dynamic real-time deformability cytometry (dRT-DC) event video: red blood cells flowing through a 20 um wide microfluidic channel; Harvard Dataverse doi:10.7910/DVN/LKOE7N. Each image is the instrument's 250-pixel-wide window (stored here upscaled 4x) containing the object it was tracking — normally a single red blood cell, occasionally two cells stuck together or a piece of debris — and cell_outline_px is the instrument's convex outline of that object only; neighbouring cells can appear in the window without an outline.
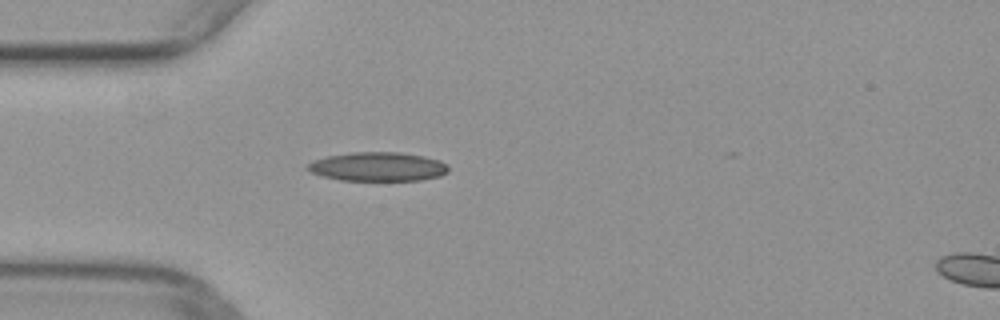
{"species": "common noctule bat (a hibernating species)", "species_latin": "Nyctalus noctula", "temperature_condition": "warm", "stored_images_in_passage": 5, "camera_frame_rate_fps": 3000, "um_per_image_px": 0.085, "animal": {"sex": "female", "body_mass_g": 29.2, "forearm_length_mm": 56.3}, "frame": {"image": 1, "passage_image": 1, "time_ms": 0.0, "image_size_px": [1000, 320], "cell_outline_px": [[448, 172], [440, 176], [420, 180], [340, 180], [324, 176], [312, 172], [304, 168], [312, 160], [328, 156], [352, 152], [400, 152], [424, 156], [440, 160], [448, 168]], "centroid_in_image_um": [32.11, 14.16], "position_along_channel_um": 52.9, "area_um2": 23.7}}
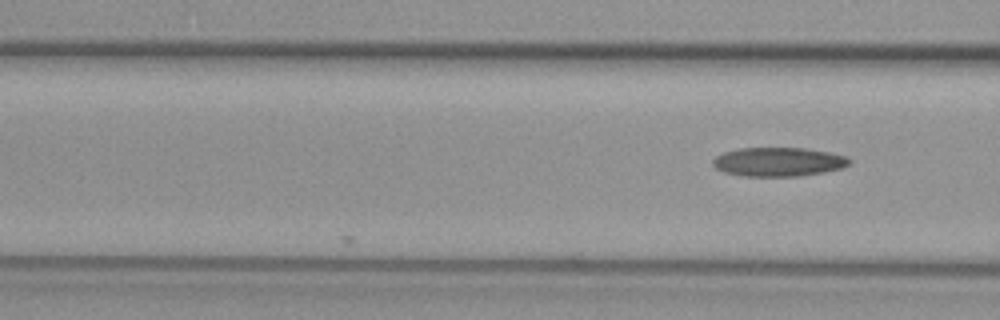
{"frame": {"image": 2, "passage_image": 5, "time_ms": 1.333, "image_size_px": [1000, 320], "cell_outline_px": [[852, 160], [844, 168], [824, 172], [796, 176], [740, 176], [724, 172], [716, 168], [712, 164], [712, 160], [716, 156], [724, 152], [740, 148], [804, 148], [828, 152], [848, 156]], "centroid_in_image_um": [66.17, 13.76], "position_along_channel_um": 100.4, "area_um2": 23.12}}